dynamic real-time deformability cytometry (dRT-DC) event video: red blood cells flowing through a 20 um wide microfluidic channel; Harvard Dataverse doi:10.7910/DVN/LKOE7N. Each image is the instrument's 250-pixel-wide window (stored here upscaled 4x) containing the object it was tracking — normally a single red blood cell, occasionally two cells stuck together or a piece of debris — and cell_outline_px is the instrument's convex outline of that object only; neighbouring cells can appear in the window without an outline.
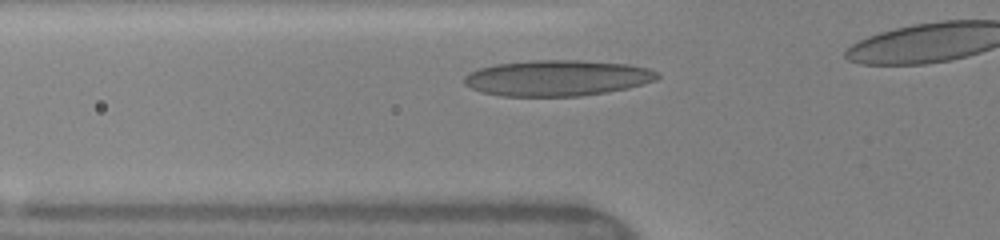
{"species": "human", "species_latin": "Homo sapiens", "temperature_condition": "warm", "stored_images_in_passage": 18, "camera_frame_rate_fps": 3000, "um_per_image_px": 0.085, "donor": {"sex": "female"}, "frame": {"image": 1, "passage_image": 5, "time_ms": 0.667, "image_size_px": [1000, 240], "cell_outline_px": [[660, 76], [656, 80], [628, 88], [608, 92], [580, 96], [500, 96], [480, 92], [464, 84], [464, 76], [468, 72], [480, 68], [496, 64], [532, 60], [580, 60], [628, 64], [648, 68], [660, 72]], "centroid_in_image_um": [47.37, 6.63], "position_along_channel_um": 78.4, "area_um2": 40.63}}
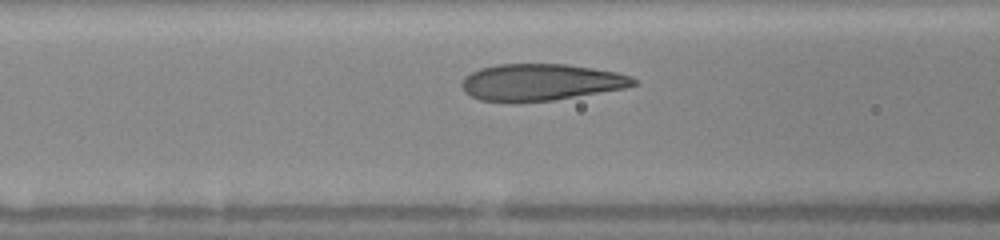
{"frame": {"image": 2, "passage_image": 13, "time_ms": 1.667, "image_size_px": [1000, 240], "cell_outline_px": [[636, 84], [624, 88], [552, 100], [480, 100], [464, 92], [460, 84], [472, 72], [480, 68], [496, 64], [564, 64], [592, 68], [616, 72], [632, 76], [636, 80]], "centroid_in_image_um": [45.98, 6.96], "position_along_channel_um": 120.6, "area_um2": 35.84}}